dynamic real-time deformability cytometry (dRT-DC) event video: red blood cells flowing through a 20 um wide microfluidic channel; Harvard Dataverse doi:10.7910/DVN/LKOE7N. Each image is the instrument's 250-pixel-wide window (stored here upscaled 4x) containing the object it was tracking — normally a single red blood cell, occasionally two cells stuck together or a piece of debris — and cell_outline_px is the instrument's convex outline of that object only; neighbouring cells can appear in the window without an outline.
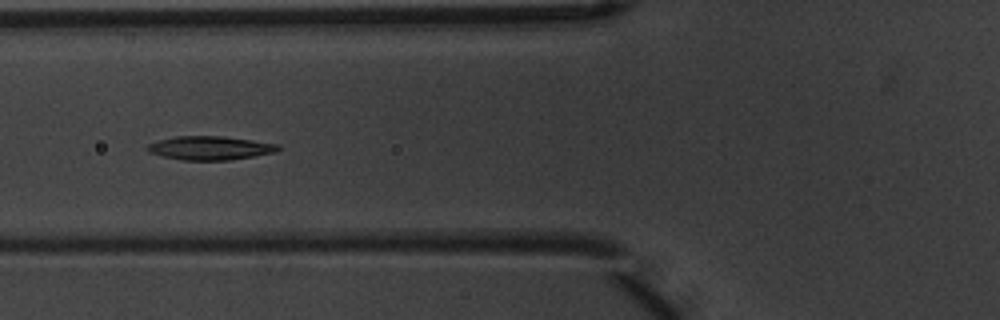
{"species": "common noctule bat (a hibernating species)", "species_latin": "Nyctalus noctula", "temperature_condition": "warm", "stored_images_in_passage": 9, "camera_frame_rate_fps": 3000, "um_per_image_px": 0.085, "animal": {"sex": "male", "body_mass_g": 20.1, "forearm_length_mm": 53.5}, "frame": {"image": 1, "passage_image": 7, "time_ms": 2.0, "image_size_px": [1000, 320], "cell_outline_px": [[280, 148], [276, 152], [228, 160], [184, 160], [164, 156], [148, 152], [144, 148], [148, 144], [160, 140], [176, 136], [224, 136], [280, 144]], "centroid_in_image_um": [17.86, 12.57], "position_along_channel_um": 107.9, "area_um2": 17.98}}
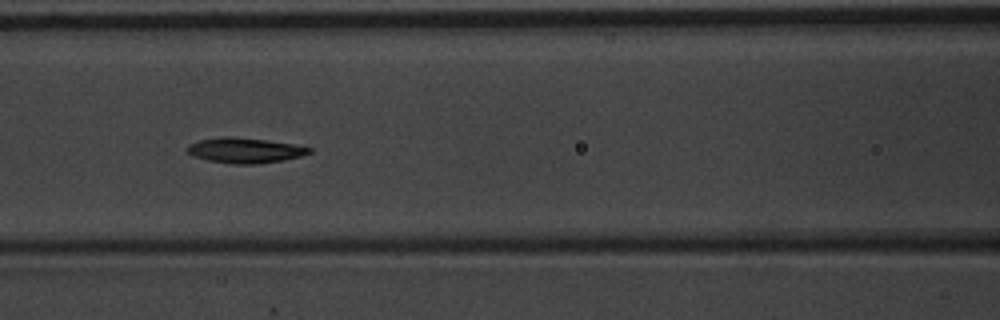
{"frame": {"image": 2, "passage_image": 8, "time_ms": 2.333, "image_size_px": [1000, 320], "cell_outline_px": [[312, 152], [300, 156], [284, 160], [256, 164], [232, 164], [208, 160], [192, 156], [188, 152], [188, 144], [200, 140], [220, 136], [228, 136], [264, 140], [292, 144], [312, 148]], "centroid_in_image_um": [20.8, 12.78], "position_along_channel_um": 145.8, "area_um2": 17.8}}
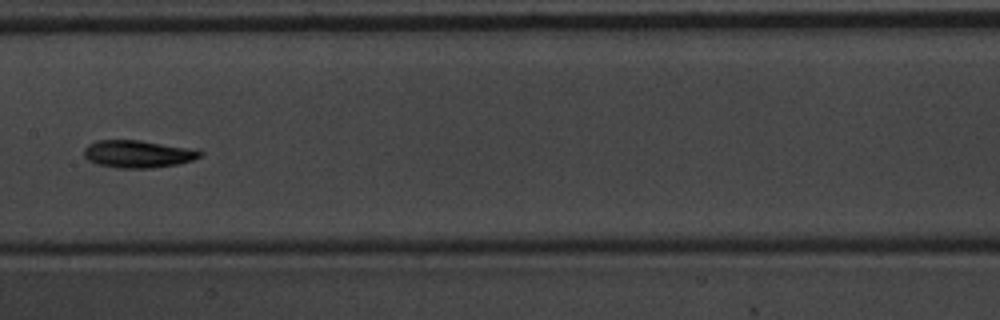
{"frame": {"image": 3, "passage_image": 9, "time_ms": 2.667, "image_size_px": [1000, 320], "cell_outline_px": [[204, 152], [200, 156], [192, 160], [176, 164], [152, 168], [120, 168], [96, 164], [88, 160], [84, 156], [84, 148], [88, 144], [96, 140], [140, 140], [196, 148]], "centroid_in_image_um": [11.73, 13.07], "position_along_channel_um": 195.7, "area_um2": 18.79}}